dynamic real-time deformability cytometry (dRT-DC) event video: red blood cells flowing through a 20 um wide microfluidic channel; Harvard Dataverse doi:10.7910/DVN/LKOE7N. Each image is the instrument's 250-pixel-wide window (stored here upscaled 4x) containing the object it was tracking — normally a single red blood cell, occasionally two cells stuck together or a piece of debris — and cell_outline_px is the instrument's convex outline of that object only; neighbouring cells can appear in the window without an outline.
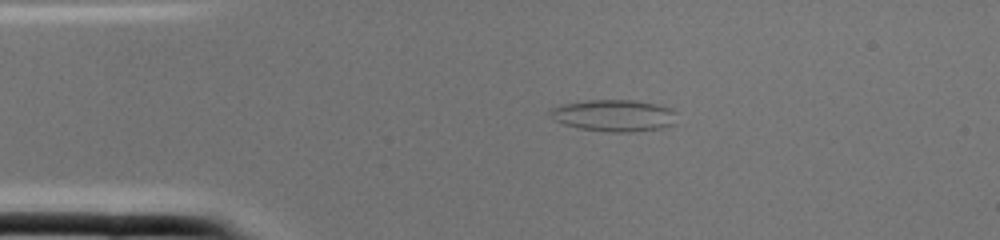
{"species": "common noctule bat (a hibernating species)", "species_latin": "Nyctalus noctula", "temperature_condition": "cold", "stored_images_in_passage": 1, "camera_frame_rate_fps": 3000, "um_per_image_px": 0.085, "animal": {"sex": "female", "body_mass_g": 22.0, "forearm_length_mm": 56.7}, "frame": {"image": 1, "passage_image": 1, "time_ms": 0.0, "image_size_px": [1000, 240], "cell_outline_px": [[676, 124], [664, 128], [632, 132], [608, 132], [580, 128], [564, 124], [556, 120], [548, 112], [552, 108], [564, 104], [588, 100], [636, 100], [656, 104], [672, 108], [676, 112]], "centroid_in_image_um": [52.27, 9.82], "position_along_channel_um": 32.7, "area_um2": 23.58}}